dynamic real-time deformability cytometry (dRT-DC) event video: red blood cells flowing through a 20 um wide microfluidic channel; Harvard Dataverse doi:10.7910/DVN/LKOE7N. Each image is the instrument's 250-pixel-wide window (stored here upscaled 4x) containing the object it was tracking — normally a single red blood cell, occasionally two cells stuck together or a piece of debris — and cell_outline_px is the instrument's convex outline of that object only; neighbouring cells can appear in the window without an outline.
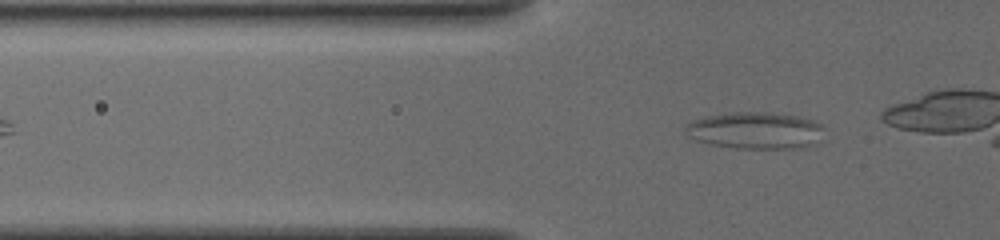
{"species": "common noctule bat (a hibernating species)", "species_latin": "Nyctalus noctula", "temperature_condition": "cold", "stored_images_in_passage": 6, "camera_frame_rate_fps": 3000, "um_per_image_px": 0.085, "animal": {"sex": "female", "body_mass_g": 19.5, "forearm_length_mm": 54.1}, "frame": {"image": 1, "passage_image": 6, "time_ms": 4.333, "image_size_px": [1000, 240], "cell_outline_px": [[824, 128], [816, 144], [792, 148], [736, 148], [712, 144], [696, 140], [688, 136], [684, 128], [692, 120], [704, 116], [732, 112], [772, 112], [796, 116], [812, 120], [824, 124]], "centroid_in_image_um": [64.2, 11.07], "position_along_channel_um": 61.6, "area_um2": 29.77}}